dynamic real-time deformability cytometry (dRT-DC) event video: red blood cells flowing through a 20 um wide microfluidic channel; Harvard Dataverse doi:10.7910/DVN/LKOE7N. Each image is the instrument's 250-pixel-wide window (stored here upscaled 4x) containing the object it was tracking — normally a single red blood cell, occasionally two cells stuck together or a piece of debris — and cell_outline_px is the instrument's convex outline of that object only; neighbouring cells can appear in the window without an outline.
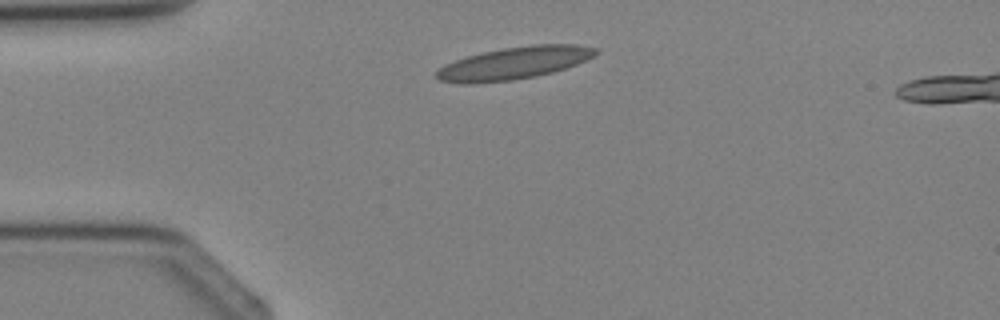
{"species": "Egyptian fruit bat (a non-hibernating species)", "species_latin": "Rousettus aegyptiacus", "temperature_condition": "cold", "stored_images_in_passage": 1, "camera_frame_rate_fps": 3000, "um_per_image_px": 0.085, "animal": {"sex": "female"}, "frame": {"image": 1, "passage_image": 1, "time_ms": 0.0, "image_size_px": [1000, 320], "cell_outline_px": [[596, 56], [588, 60], [552, 72], [536, 76], [512, 80], [476, 84], [460, 84], [440, 80], [436, 76], [436, 72], [444, 64], [468, 56], [484, 52], [504, 48], [532, 44], [576, 44], [596, 48]], "centroid_in_image_um": [43.7, 5.37], "position_along_channel_um": 41.3, "area_um2": 30.0}}